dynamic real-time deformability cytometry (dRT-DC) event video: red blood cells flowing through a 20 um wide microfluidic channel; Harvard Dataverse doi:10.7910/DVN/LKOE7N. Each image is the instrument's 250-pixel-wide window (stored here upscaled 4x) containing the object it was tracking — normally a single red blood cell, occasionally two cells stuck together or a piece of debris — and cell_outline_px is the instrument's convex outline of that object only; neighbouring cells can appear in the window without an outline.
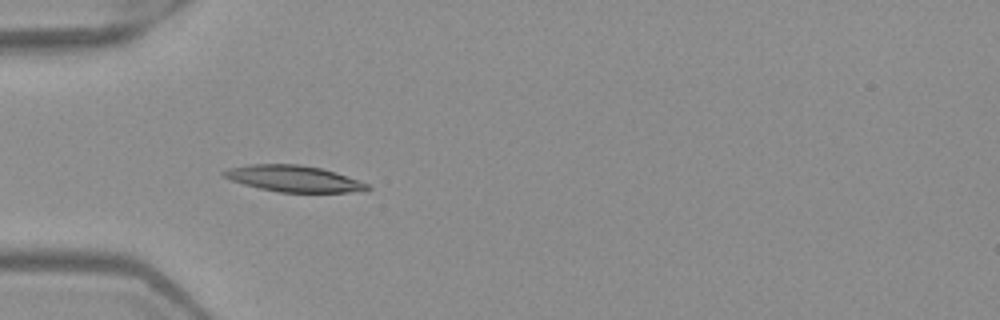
{"species": "Egyptian fruit bat (a non-hibernating species)", "species_latin": "Rousettus aegyptiacus", "temperature_condition": "warm", "stored_images_in_passage": 5, "camera_frame_rate_fps": 3000, "um_per_image_px": 0.085, "frame": {"image": 1, "passage_image": 4, "time_ms": 1.0, "image_size_px": [1000, 320], "cell_outline_px": [[372, 188], [368, 192], [280, 192], [260, 188], [244, 184], [232, 180], [224, 176], [220, 172], [228, 168], [248, 164], [300, 164], [320, 168], [336, 172], [368, 184]], "centroid_in_image_um": [25.0, 15.18], "position_along_channel_um": 60.0, "area_um2": 22.02}}
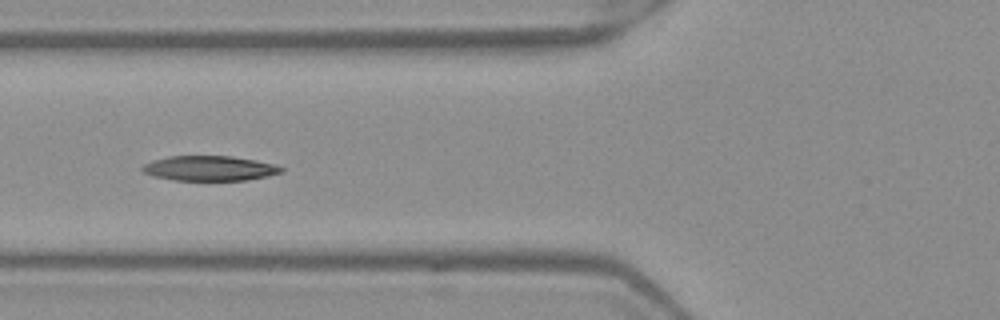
{"frame": {"image": 2, "passage_image": 5, "time_ms": 1.333, "image_size_px": [1000, 320], "cell_outline_px": [[284, 172], [268, 176], [244, 180], [172, 180], [152, 176], [144, 172], [140, 168], [144, 164], [152, 160], [168, 156], [232, 156], [256, 160], [272, 164], [284, 168]], "centroid_in_image_um": [17.79, 14.3], "position_along_channel_um": 108.0, "area_um2": 20.23}}